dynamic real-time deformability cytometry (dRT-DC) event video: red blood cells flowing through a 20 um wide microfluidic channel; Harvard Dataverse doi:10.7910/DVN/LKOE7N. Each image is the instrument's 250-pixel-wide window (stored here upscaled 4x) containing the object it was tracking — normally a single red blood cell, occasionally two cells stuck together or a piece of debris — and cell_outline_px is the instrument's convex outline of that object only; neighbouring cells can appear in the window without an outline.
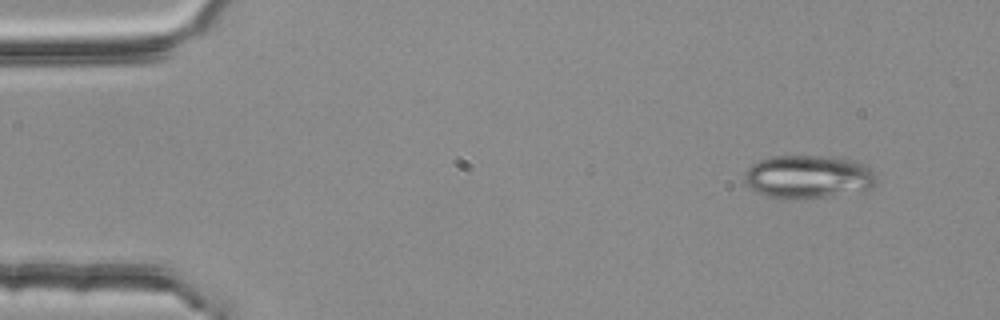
{"species": "common noctule bat (a hibernating species)", "species_latin": "Nyctalus noctula", "temperature_condition": "room temperature", "stored_images_in_passage": 3, "camera_frame_rate_fps": 3000, "um_per_image_px": 0.085, "animal": {"sex": "female", "body_mass_g": 25.1}, "frame": {"image": 1, "passage_image": 1, "time_ms": 0.0, "image_size_px": [1000, 320], "cell_outline_px": [[876, 184], [868, 192], [824, 196], [768, 196], [752, 188], [744, 180], [744, 176], [748, 168], [752, 164], [768, 156], [840, 156], [856, 160], [864, 164], [876, 176]], "centroid_in_image_um": [68.8, 14.98], "position_along_channel_um": 16.2, "area_um2": 32.89}}